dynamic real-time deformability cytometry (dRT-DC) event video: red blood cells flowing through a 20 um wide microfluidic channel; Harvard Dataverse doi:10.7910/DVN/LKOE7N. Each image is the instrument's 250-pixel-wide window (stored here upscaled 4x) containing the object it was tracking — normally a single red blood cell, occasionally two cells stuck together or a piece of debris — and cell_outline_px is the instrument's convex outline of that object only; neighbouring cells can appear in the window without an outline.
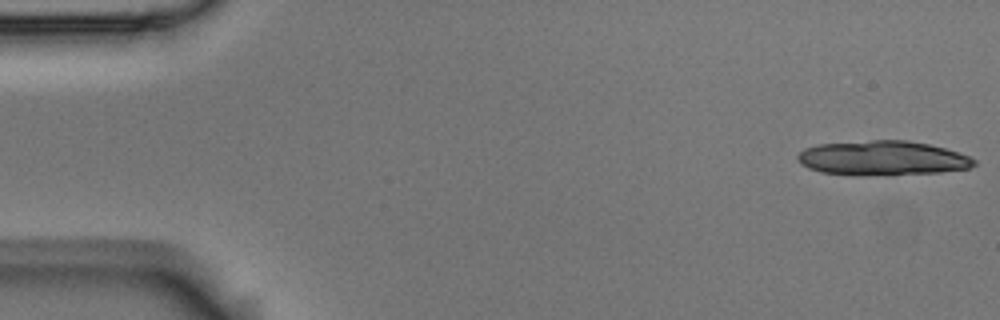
{"species": "Egyptian fruit bat (a non-hibernating species)", "species_latin": "Rousettus aegyptiacus", "temperature_condition": "room temperature", "stored_images_in_passage": 4, "camera_frame_rate_fps": 3000, "um_per_image_px": 0.085, "animal": {"sex": "male"}, "frame": {"image": 1, "passage_image": 1, "time_ms": 0.0, "image_size_px": [1000, 320], "cell_outline_px": [[976, 164], [968, 168], [940, 172], [856, 176], [820, 172], [808, 168], [800, 164], [796, 160], [796, 156], [804, 148], [816, 144], [872, 140], [908, 140], [928, 144], [944, 148], [968, 156], [976, 160]], "centroid_in_image_um": [74.93, 13.44], "position_along_channel_um": 10.1, "area_um2": 35.66}}